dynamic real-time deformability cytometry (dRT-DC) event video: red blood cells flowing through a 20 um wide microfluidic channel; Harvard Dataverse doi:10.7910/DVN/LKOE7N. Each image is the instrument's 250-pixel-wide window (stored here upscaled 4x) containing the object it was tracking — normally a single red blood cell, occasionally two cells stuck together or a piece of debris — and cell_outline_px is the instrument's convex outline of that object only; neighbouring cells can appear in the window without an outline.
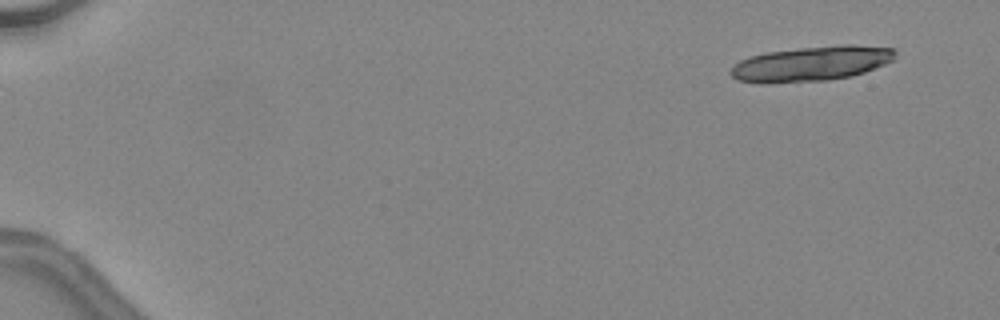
{"species": "common noctule bat (a hibernating species)", "species_latin": "Nyctalus noctula", "temperature_condition": "warm", "stored_images_in_passage": 18, "camera_frame_rate_fps": 3000, "um_per_image_px": 0.085, "animal": {"sex": "female", "body_mass_g": 24.6, "forearm_length_mm": 56.2}, "frame": {"image": 1, "passage_image": 1, "time_ms": 0.0, "image_size_px": [1000, 320], "cell_outline_px": [[896, 52], [892, 60], [884, 64], [864, 72], [852, 76], [828, 80], [764, 84], [760, 84], [736, 80], [728, 72], [740, 60], [748, 56], [768, 52], [800, 48], [844, 44], [852, 44], [896, 48]], "centroid_in_image_um": [68.93, 5.42], "position_along_channel_um": 16.1, "area_um2": 33.7}}